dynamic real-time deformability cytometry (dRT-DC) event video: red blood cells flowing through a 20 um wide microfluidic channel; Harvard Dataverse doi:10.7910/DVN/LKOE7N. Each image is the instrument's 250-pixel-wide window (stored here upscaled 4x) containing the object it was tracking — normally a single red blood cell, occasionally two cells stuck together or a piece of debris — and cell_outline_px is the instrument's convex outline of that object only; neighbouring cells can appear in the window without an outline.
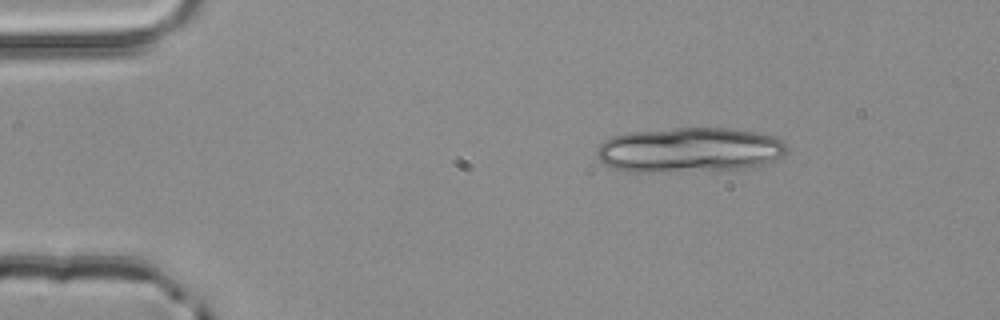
{"species": "common noctule bat (a hibernating species)", "species_latin": "Nyctalus noctula", "temperature_condition": "room temperature", "stored_images_in_passage": 2, "camera_frame_rate_fps": 3000, "um_per_image_px": 0.085, "animal": {"sex": "male", "body_mass_g": 20.4}, "frame": {"image": 1, "passage_image": 1, "time_ms": 0.0, "image_size_px": [1000, 320], "cell_outline_px": [[788, 152], [772, 160], [760, 164], [744, 168], [652, 172], [628, 172], [612, 168], [604, 164], [596, 156], [596, 148], [604, 140], [612, 136], [632, 132], [672, 128], [728, 128], [752, 132], [772, 136], [788, 144]], "centroid_in_image_um": [58.53, 12.74], "position_along_channel_um": 26.5, "area_um2": 49.48}}